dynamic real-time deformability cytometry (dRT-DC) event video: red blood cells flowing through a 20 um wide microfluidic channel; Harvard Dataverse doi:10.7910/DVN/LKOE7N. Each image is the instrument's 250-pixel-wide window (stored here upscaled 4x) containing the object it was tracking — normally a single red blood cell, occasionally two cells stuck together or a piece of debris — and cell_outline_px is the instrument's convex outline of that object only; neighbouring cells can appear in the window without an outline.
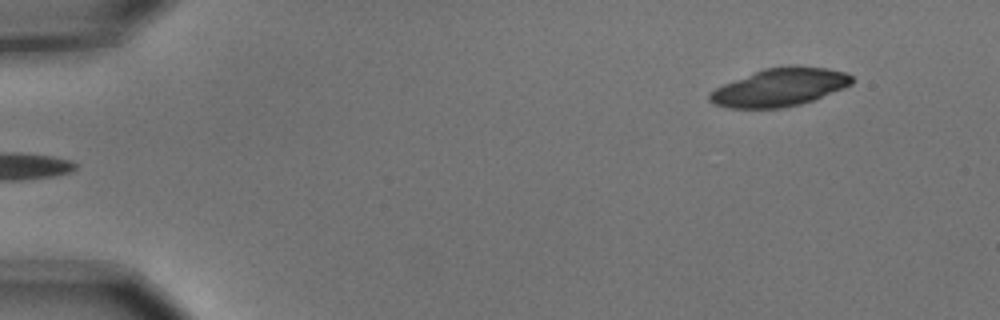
{"species": "common noctule bat (a hibernating species)", "species_latin": "Nyctalus noctula", "temperature_condition": "cold", "stored_images_in_passage": 4, "camera_frame_rate_fps": 3000, "um_per_image_px": 0.085, "animal": {"sex": "male", "body_mass_g": 15.6}, "frame": {"image": 1, "passage_image": 4, "time_ms": 1.0, "image_size_px": [1000, 320], "cell_outline_px": [[852, 84], [844, 88], [812, 100], [800, 104], [780, 108], [728, 108], [716, 104], [708, 100], [708, 92], [724, 84], [764, 68], [792, 64], [796, 64], [828, 68], [844, 72], [852, 76]], "centroid_in_image_um": [66.28, 7.4], "position_along_channel_um": 18.7, "area_um2": 31.56}}